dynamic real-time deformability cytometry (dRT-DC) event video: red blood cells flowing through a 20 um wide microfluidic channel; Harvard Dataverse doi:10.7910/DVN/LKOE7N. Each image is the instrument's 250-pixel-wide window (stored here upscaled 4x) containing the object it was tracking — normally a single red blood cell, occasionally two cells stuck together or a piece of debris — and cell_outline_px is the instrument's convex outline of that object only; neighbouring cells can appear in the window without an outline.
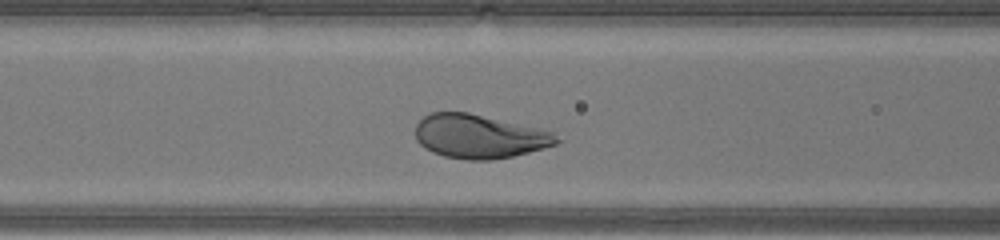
{"species": "human", "species_latin": "Homo sapiens", "temperature_condition": "warm", "stored_images_in_passage": 28, "camera_frame_rate_fps": 3000, "um_per_image_px": 0.085, "donor": {"sex": "male"}, "frame": {"image": 1, "passage_image": 10, "time_ms": 3.0, "image_size_px": [1000, 240], "cell_outline_px": [[564, 140], [556, 144], [544, 148], [512, 156], [492, 160], [468, 160], [444, 156], [432, 152], [424, 148], [416, 140], [416, 124], [424, 116], [432, 112], [468, 112], [540, 128], [556, 132]], "centroid_in_image_um": [40.78, 11.59], "position_along_channel_um": 125.8, "area_um2": 36.36}}
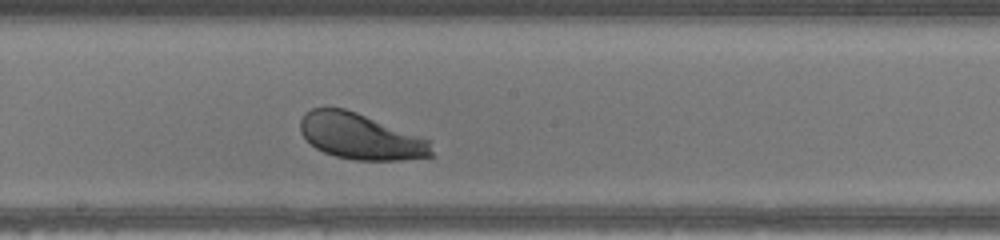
{"frame": {"image": 2, "passage_image": 16, "time_ms": 5.0, "image_size_px": [1000, 240], "cell_outline_px": [[436, 156], [400, 160], [356, 160], [336, 156], [324, 152], [316, 148], [300, 132], [300, 120], [304, 112], [312, 108], [344, 108], [356, 112], [428, 140]], "centroid_in_image_um": [30.62, 11.61], "position_along_channel_um": 217.6, "area_um2": 34.68}}
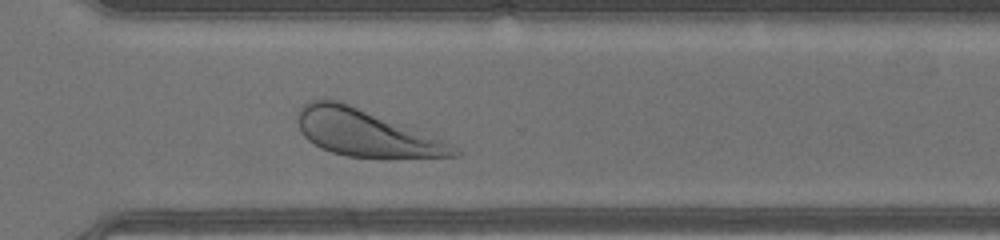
{"frame": {"image": 3, "passage_image": 24, "time_ms": 7.667, "image_size_px": [1000, 240], "cell_outline_px": [[464, 152], [460, 156], [348, 156], [332, 152], [320, 148], [308, 140], [300, 132], [296, 120], [296, 112], [308, 100], [320, 96], [324, 96], [340, 100], [456, 144]], "centroid_in_image_um": [31.04, 11.23], "position_along_channel_um": 339.6, "area_um2": 42.89}}